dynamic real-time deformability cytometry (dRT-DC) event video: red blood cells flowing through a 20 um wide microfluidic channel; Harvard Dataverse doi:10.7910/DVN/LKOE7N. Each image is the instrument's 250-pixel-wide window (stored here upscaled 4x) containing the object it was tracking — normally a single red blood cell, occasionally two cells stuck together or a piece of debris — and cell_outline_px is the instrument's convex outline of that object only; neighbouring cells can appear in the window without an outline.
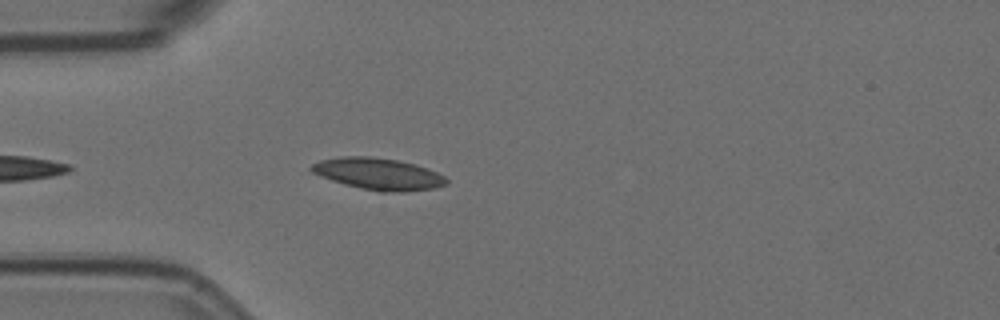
{"species": "Egyptian fruit bat (a non-hibernating species)", "species_latin": "Rousettus aegyptiacus", "temperature_condition": "room temperature", "stored_images_in_passage": 5, "camera_frame_rate_fps": 3000, "um_per_image_px": 0.085, "animal": {"sex": "female"}, "frame": {"image": 1, "passage_image": 5, "time_ms": 1.333, "image_size_px": [1000, 320], "cell_outline_px": [[448, 184], [436, 188], [404, 192], [380, 192], [360, 188], [344, 184], [320, 176], [312, 172], [308, 168], [312, 164], [320, 160], [340, 156], [368, 156], [396, 160], [416, 164], [436, 172], [444, 176], [448, 180]], "centroid_in_image_um": [32.15, 14.79], "position_along_channel_um": 52.8, "area_um2": 25.09}}